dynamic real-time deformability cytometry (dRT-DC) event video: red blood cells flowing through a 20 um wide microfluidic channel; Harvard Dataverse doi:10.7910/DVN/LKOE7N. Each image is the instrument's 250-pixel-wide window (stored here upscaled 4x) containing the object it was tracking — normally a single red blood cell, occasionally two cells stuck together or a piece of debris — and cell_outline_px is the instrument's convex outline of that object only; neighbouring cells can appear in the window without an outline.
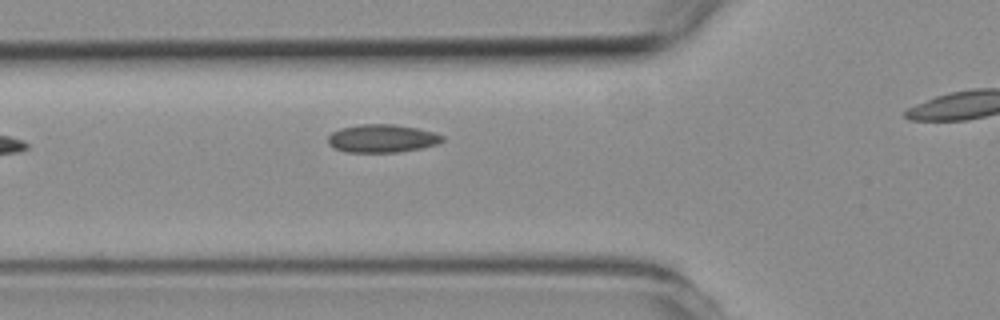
{"species": "common noctule bat (a hibernating species)", "species_latin": "Nyctalus noctula", "temperature_condition": "room temperature", "stored_images_in_passage": 6, "segment_of_instrument_passage": [1, 2], "camera_frame_rate_fps": 3000, "um_per_image_px": 0.085, "animal": {"sex": "female", "body_mass_g": 19.3, "forearm_length_mm": 54.1}, "frame": {"image": 1, "passage_image": 5, "time_ms": 4.667, "image_size_px": [1000, 320], "cell_outline_px": [[444, 140], [436, 144], [420, 148], [396, 152], [348, 152], [336, 148], [328, 144], [328, 136], [332, 132], [340, 128], [360, 124], [392, 124], [416, 128], [432, 132], [444, 136]], "centroid_in_image_um": [32.45, 11.76], "position_along_channel_um": 93.3, "area_um2": 18.5}}